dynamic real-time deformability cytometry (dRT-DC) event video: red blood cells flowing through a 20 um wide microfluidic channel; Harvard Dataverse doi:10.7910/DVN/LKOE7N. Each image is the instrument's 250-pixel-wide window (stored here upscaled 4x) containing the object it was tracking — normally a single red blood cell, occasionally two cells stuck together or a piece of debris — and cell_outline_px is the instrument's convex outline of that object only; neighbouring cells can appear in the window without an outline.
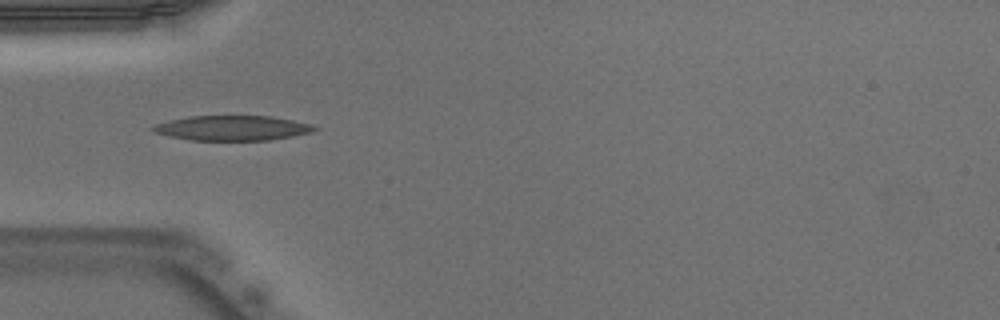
{"species": "Egyptian fruit bat (a non-hibernating species)", "species_latin": "Rousettus aegyptiacus", "temperature_condition": "warm", "stored_images_in_passage": 7, "camera_frame_rate_fps": 3000, "um_per_image_px": 0.085, "animal": {"sex": "male"}, "frame": {"image": 1, "passage_image": 2, "time_ms": 0.333, "image_size_px": [1000, 320], "cell_outline_px": [[320, 128], [312, 132], [292, 136], [268, 140], [192, 140], [172, 136], [156, 132], [152, 128], [152, 124], [168, 120], [188, 116], [272, 116], [312, 124]], "centroid_in_image_um": [19.78, 10.87], "position_along_channel_um": 65.2, "area_um2": 23.35}}